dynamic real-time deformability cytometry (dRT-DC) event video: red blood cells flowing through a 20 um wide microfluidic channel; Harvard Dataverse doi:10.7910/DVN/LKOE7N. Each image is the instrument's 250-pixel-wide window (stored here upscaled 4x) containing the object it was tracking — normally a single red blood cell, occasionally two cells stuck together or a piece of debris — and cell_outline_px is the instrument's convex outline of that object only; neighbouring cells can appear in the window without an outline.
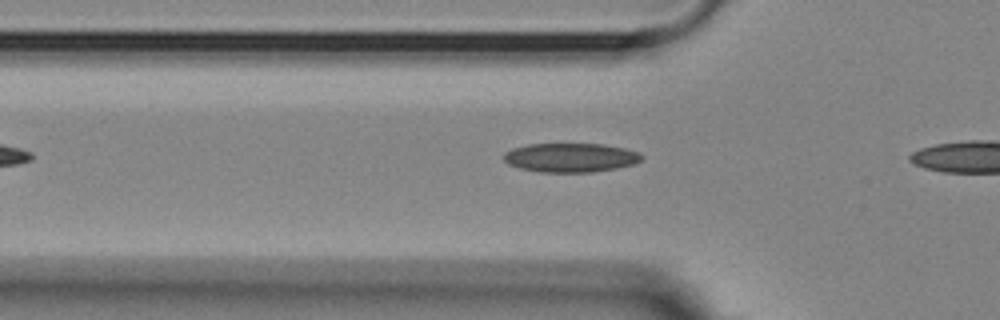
{"species": "Egyptian fruit bat (a non-hibernating species)", "species_latin": "Rousettus aegyptiacus", "temperature_condition": "room temperature", "stored_images_in_passage": 9, "camera_frame_rate_fps": 3000, "um_per_image_px": 0.085, "animal": {"sex": "female"}, "frame": {"image": 1, "passage_image": 7, "time_ms": 2.0, "image_size_px": [1000, 320], "cell_outline_px": [[644, 156], [640, 160], [632, 164], [616, 168], [592, 172], [540, 172], [520, 168], [508, 164], [504, 160], [504, 152], [512, 148], [528, 144], [604, 144], [624, 148], [640, 152]], "centroid_in_image_um": [48.49, 13.39], "position_along_channel_um": 77.3, "area_um2": 23.35}}